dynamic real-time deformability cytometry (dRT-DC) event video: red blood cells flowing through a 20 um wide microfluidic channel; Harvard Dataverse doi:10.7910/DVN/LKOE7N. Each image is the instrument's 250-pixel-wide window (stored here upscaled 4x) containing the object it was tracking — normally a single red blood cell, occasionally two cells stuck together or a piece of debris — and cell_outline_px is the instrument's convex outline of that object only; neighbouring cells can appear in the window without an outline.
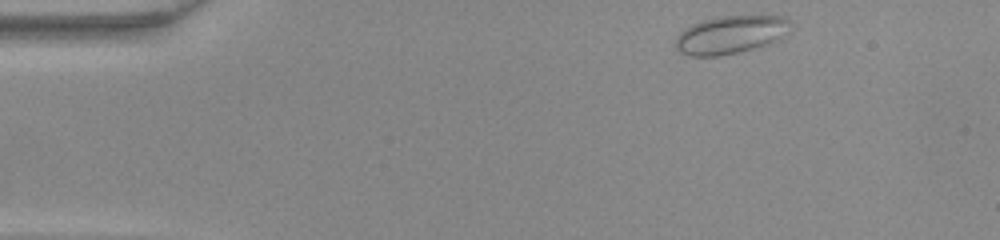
{"species": "common noctule bat (a hibernating species)", "species_latin": "Nyctalus noctula", "temperature_condition": "warm", "stored_images_in_passage": 42, "camera_frame_rate_fps": 3000, "um_per_image_px": 0.085, "animal": {"sex": "female", "body_mass_g": 22.0, "forearm_length_mm": 56.7}, "frame": {"image": 1, "passage_image": 1, "time_ms": 0.0, "image_size_px": [1000, 240], "cell_outline_px": [[788, 36], [772, 44], [756, 48], [720, 56], [688, 56], [680, 52], [672, 44], [676, 36], [684, 28], [700, 20], [716, 16], [784, 16], [788, 20]], "centroid_in_image_um": [62.07, 2.96], "position_along_channel_um": 22.9, "area_um2": 26.07}}
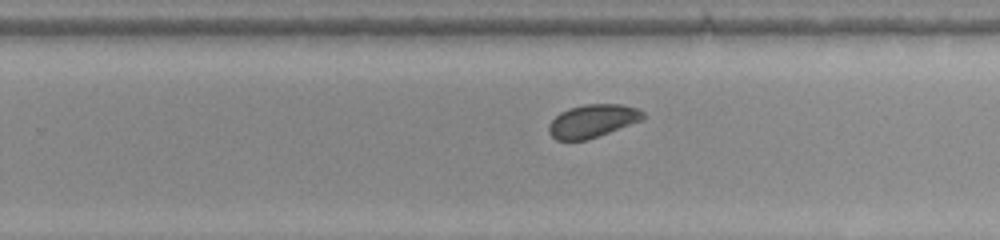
{"frame": {"image": 2, "passage_image": 25, "time_ms": 8.0, "image_size_px": [1000, 240], "cell_outline_px": [[644, 120], [588, 140], [556, 140], [548, 132], [548, 124], [560, 112], [568, 108], [584, 104], [620, 104], [636, 108], [644, 112]], "centroid_in_image_um": [50.37, 10.28], "position_along_channel_um": 279.4, "area_um2": 18.32}}
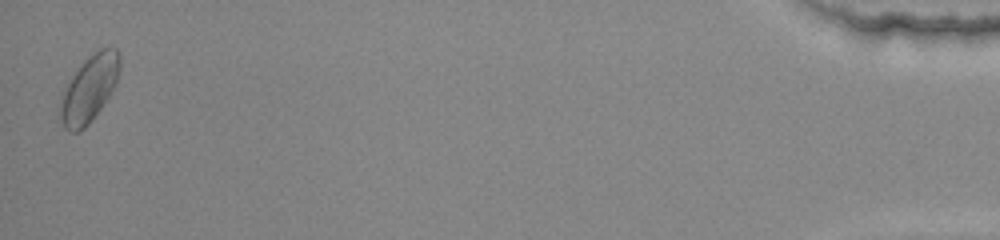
{"frame": {"image": 3, "passage_image": 42, "time_ms": 13.667, "image_size_px": [1000, 240], "cell_outline_px": [[120, 64], [116, 84], [100, 108], [88, 124], [80, 132], [68, 132], [64, 128], [60, 120], [60, 100], [72, 76], [80, 64], [88, 56], [100, 48], [116, 48], [120, 56]], "centroid_in_image_um": [7.58, 7.54], "position_along_channel_um": 427.6, "area_um2": 22.77}}